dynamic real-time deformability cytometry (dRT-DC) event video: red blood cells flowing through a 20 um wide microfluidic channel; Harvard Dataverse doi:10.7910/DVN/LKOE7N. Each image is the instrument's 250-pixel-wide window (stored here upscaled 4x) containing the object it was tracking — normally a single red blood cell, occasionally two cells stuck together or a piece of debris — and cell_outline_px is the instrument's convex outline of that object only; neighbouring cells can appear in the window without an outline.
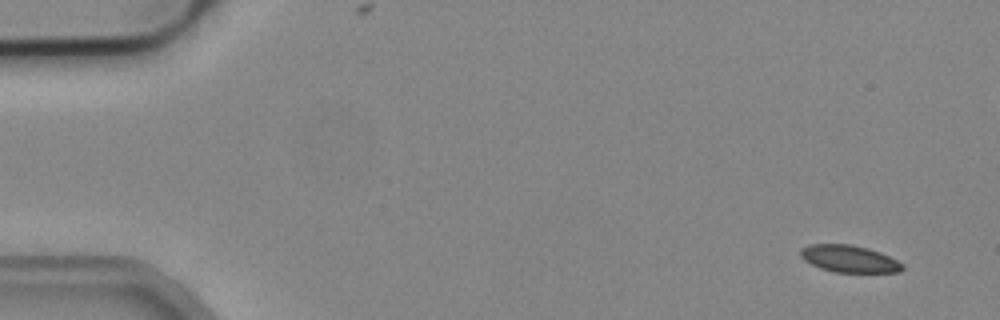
{"species": "common noctule bat (a hibernating species)", "species_latin": "Nyctalus noctula", "temperature_condition": "cold", "stored_images_in_passage": 5, "camera_frame_rate_fps": 3000, "um_per_image_px": 0.085, "animal": {"sex": "male", "body_mass_g": 19.2, "forearm_length_mm": 51.8}, "frame": {"image": 1, "passage_image": 1, "time_ms": 0.0, "image_size_px": [1000, 320], "cell_outline_px": [[904, 268], [900, 272], [836, 272], [820, 268], [804, 260], [800, 256], [800, 248], [812, 244], [848, 244], [868, 248], [880, 252], [904, 264]], "centroid_in_image_um": [72.18, 21.99], "position_along_channel_um": 12.8, "area_um2": 16.01}}